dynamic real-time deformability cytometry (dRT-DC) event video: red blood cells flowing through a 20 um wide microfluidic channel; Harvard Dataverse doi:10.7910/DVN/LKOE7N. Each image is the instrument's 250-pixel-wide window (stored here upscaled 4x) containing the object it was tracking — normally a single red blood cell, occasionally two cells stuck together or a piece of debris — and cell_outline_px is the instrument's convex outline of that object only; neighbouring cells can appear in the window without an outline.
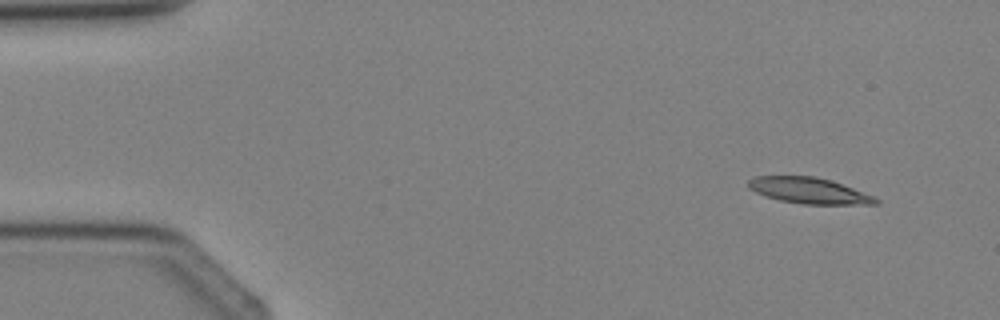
{"species": "Egyptian fruit bat (a non-hibernating species)", "species_latin": "Rousettus aegyptiacus", "temperature_condition": "cold", "stored_images_in_passage": 2, "camera_frame_rate_fps": 3000, "um_per_image_px": 0.085, "animal": {"sex": "female"}, "frame": {"image": 1, "passage_image": 2, "time_ms": 1.333, "image_size_px": [1000, 320], "cell_outline_px": [[880, 204], [804, 204], [780, 200], [764, 196], [748, 188], [748, 180], [756, 176], [816, 176], [832, 180], [872, 196], [880, 200]], "centroid_in_image_um": [68.74, 16.19], "position_along_channel_um": 16.3, "area_um2": 19.19}}